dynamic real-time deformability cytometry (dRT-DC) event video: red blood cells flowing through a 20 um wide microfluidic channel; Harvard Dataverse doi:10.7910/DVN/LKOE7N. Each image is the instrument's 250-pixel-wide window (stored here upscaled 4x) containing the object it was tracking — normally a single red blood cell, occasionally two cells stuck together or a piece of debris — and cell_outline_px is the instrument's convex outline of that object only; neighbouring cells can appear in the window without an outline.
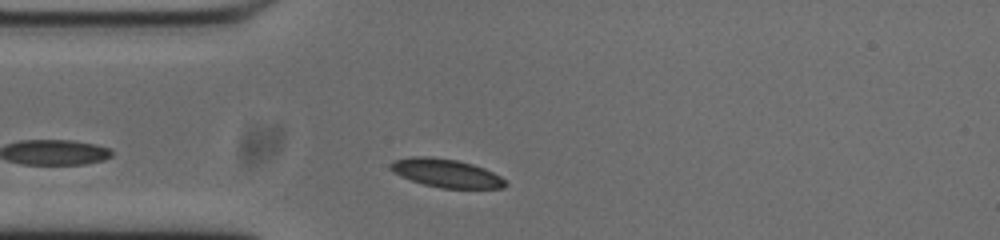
{"species": "common noctule bat (a hibernating species)", "species_latin": "Nyctalus noctula", "temperature_condition": "cold", "stored_images_in_passage": 7, "camera_frame_rate_fps": 3000, "um_per_image_px": 0.085, "animal": {"sex": "male", "body_mass_g": 20.0, "forearm_length_mm": 53.3}, "frame": {"image": 1, "passage_image": 3, "time_ms": 0.667, "image_size_px": [1000, 240], "cell_outline_px": [[508, 184], [504, 188], [440, 188], [424, 184], [400, 176], [392, 172], [388, 168], [388, 164], [392, 160], [412, 156], [432, 156], [456, 160], [472, 164], [484, 168], [500, 176]], "centroid_in_image_um": [37.87, 14.7], "position_along_channel_um": 47.1, "area_um2": 19.13}}